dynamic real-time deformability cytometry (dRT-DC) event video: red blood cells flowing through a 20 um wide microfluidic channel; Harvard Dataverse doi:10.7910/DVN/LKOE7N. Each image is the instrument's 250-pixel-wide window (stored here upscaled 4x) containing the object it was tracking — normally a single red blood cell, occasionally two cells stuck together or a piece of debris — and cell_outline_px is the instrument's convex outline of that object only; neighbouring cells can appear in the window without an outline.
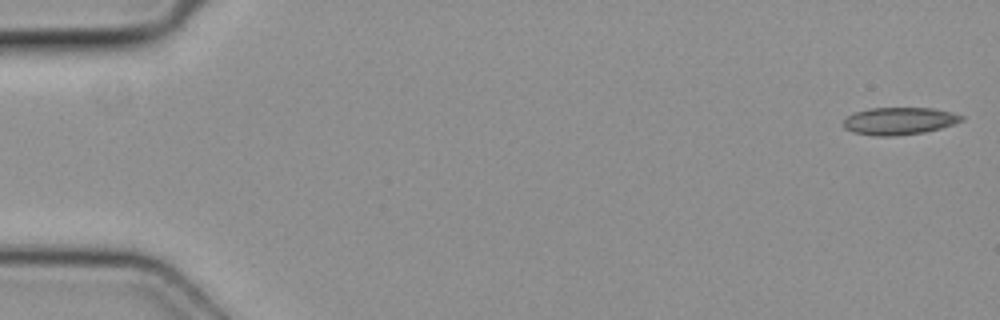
{"species": "common noctule bat (a hibernating species)", "species_latin": "Nyctalus noctula", "temperature_condition": "cold", "stored_images_in_passage": 5, "camera_frame_rate_fps": 3000, "um_per_image_px": 0.085, "animal": {"sex": "female", "body_mass_g": 19.3, "forearm_length_mm": 54.1}, "frame": {"image": 1, "passage_image": 1, "time_ms": 0.0, "image_size_px": [1000, 320], "cell_outline_px": [[964, 120], [940, 128], [924, 132], [896, 136], [872, 136], [852, 132], [844, 128], [844, 120], [848, 116], [856, 112], [868, 108], [932, 108], [952, 112], [964, 116]], "centroid_in_image_um": [76.42, 10.29], "position_along_channel_um": 8.6, "area_um2": 18.84}}
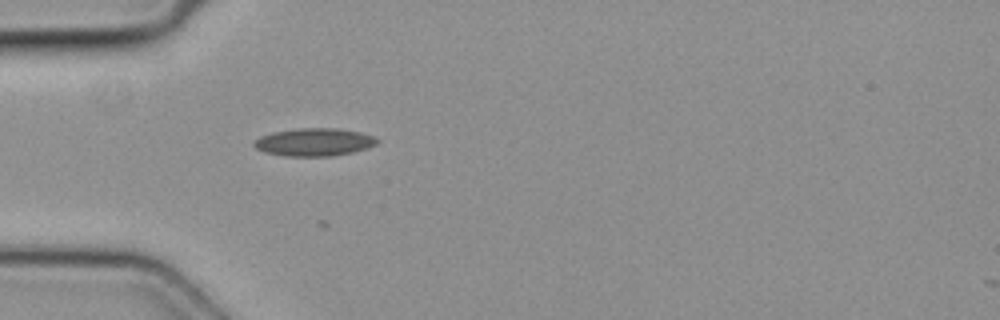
{"frame": {"image": 2, "passage_image": 5, "time_ms": 1.333, "image_size_px": [1000, 320], "cell_outline_px": [[380, 140], [376, 144], [368, 148], [352, 152], [328, 156], [284, 156], [264, 152], [256, 148], [252, 144], [252, 140], [260, 136], [272, 132], [300, 128], [336, 128], [360, 132], [372, 136]], "centroid_in_image_um": [26.66, 12.08], "position_along_channel_um": 58.3, "area_um2": 20.0}}